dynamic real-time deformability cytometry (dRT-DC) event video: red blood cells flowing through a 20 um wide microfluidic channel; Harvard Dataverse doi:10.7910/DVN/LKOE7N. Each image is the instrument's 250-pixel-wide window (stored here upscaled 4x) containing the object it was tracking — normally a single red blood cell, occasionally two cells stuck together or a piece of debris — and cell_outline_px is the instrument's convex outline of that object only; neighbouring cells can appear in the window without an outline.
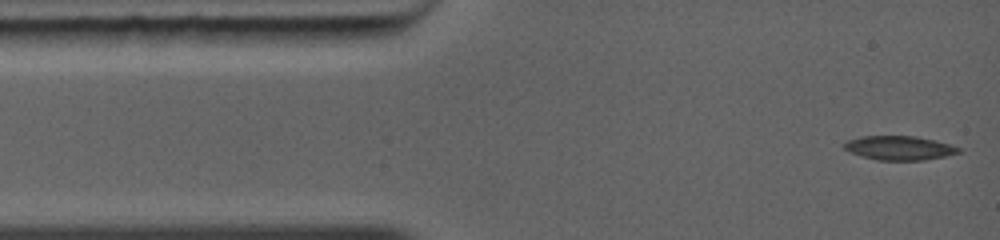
{"species": "common noctule bat (a hibernating species)", "species_latin": "Nyctalus noctula", "temperature_condition": "warm", "stored_images_in_passage": 4, "camera_frame_rate_fps": 5000, "um_per_image_px": 0.085, "animal": {"sex": "female", "body_mass_g": 19.0, "forearm_length_mm": 56.7}, "frame": {"image": 1, "passage_image": 1, "time_ms": 0.0, "image_size_px": [1000, 240], "cell_outline_px": [[960, 152], [944, 156], [924, 160], [876, 160], [852, 152], [844, 148], [844, 144], [848, 140], [860, 136], [916, 136], [936, 140], [960, 148]], "centroid_in_image_um": [76.45, 12.57], "position_along_channel_um": 8.6, "area_um2": 15.84}}